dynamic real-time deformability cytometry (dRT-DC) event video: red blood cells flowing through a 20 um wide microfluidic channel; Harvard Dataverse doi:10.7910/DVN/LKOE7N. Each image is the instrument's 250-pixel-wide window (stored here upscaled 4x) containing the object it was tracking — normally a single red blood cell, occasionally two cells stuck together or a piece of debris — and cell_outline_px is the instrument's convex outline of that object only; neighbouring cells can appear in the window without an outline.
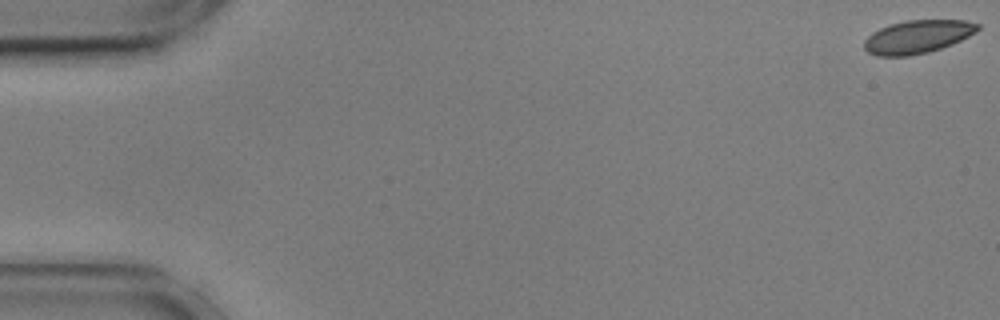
{"species": "common noctule bat (a hibernating species)", "species_latin": "Nyctalus noctula", "temperature_condition": "cold", "stored_images_in_passage": 8, "camera_frame_rate_fps": 3000, "um_per_image_px": 0.085, "animal": {"sex": "male", "body_mass_g": 17.9, "forearm_length_mm": 54.2}, "frame": {"image": 1, "passage_image": 1, "time_ms": 0.0, "image_size_px": [1000, 320], "cell_outline_px": [[980, 28], [976, 32], [952, 44], [928, 52], [908, 56], [876, 56], [868, 52], [864, 48], [864, 40], [872, 32], [880, 28], [892, 24], [908, 20], [964, 20], [980, 24]], "centroid_in_image_um": [77.98, 3.12], "position_along_channel_um": 7.0, "area_um2": 21.85}}